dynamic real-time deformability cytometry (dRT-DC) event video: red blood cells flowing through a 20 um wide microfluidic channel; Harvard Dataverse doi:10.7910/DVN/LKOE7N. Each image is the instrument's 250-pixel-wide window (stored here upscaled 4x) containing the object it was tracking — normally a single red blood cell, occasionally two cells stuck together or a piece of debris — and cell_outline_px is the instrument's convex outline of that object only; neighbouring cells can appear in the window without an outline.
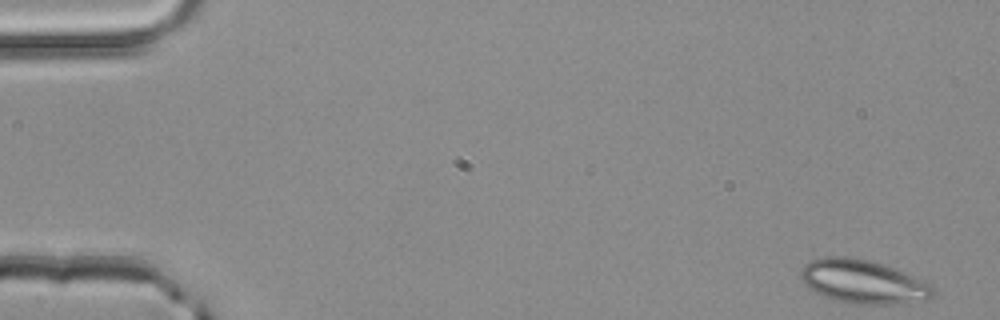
{"species": "common noctule bat (a hibernating species)", "species_latin": "Nyctalus noctula", "temperature_condition": "room temperature", "stored_images_in_passage": 50, "camera_frame_rate_fps": 3000, "um_per_image_px": 0.085, "animal": {"sex": "male", "body_mass_g": 20.4}, "frame": {"image": 1, "passage_image": 1, "time_ms": 0.0, "image_size_px": [1000, 320], "cell_outline_px": [[936, 292], [928, 300], [884, 304], [860, 304], [832, 300], [808, 288], [804, 284], [800, 276], [800, 268], [804, 264], [812, 260], [824, 256], [848, 256], [872, 260], [884, 264], [904, 272], [932, 284]], "centroid_in_image_um": [73.34, 23.92], "position_along_channel_um": 11.7, "area_um2": 33.93}}
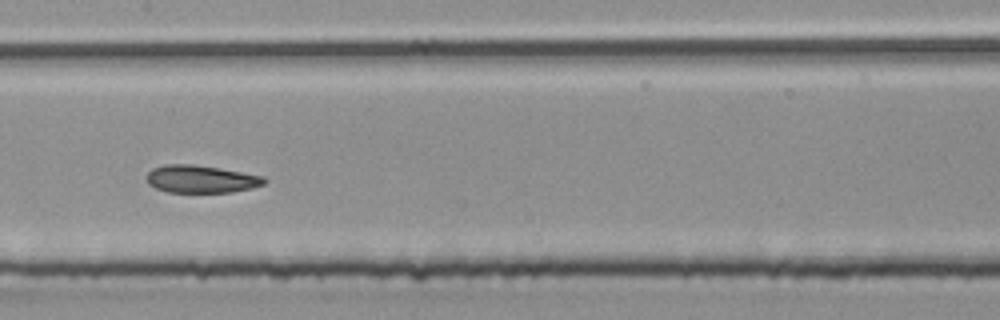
{"frame": {"image": 2, "passage_image": 25, "time_ms": 8.0, "image_size_px": [1000, 320], "cell_outline_px": [[268, 180], [264, 184], [252, 188], [232, 192], [168, 192], [156, 188], [148, 184], [148, 172], [152, 168], [164, 164], [192, 164], [220, 168], [264, 176]], "centroid_in_image_um": [17.11, 15.21], "position_along_channel_um": 190.3, "area_um2": 18.96}}
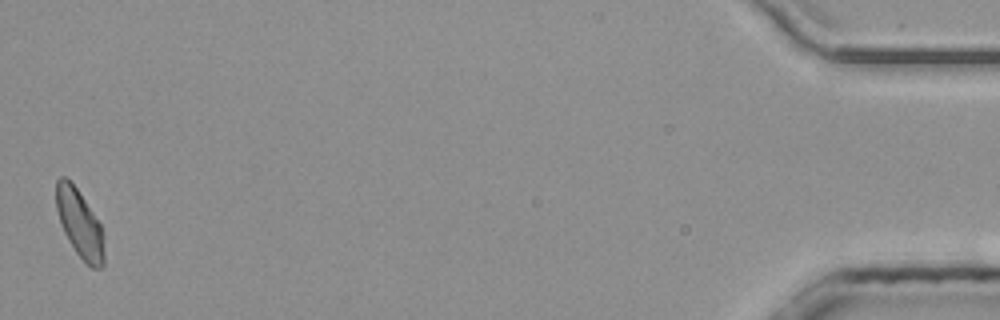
{"frame": {"image": 3, "passage_image": 50, "time_ms": 16.333, "image_size_px": [1000, 320], "cell_outline_px": [[104, 268], [92, 268], [76, 252], [68, 240], [60, 224], [56, 208], [56, 180], [60, 176], [64, 176], [76, 188], [100, 224], [104, 236]], "centroid_in_image_um": [6.77, 19.04], "position_along_channel_um": 428.4, "area_um2": 18.79}, "authors_computed_cell_mechanics": {"area_um2": 19.7098, "velocity_mm_per_s": 4.0396, "shape_relaxation_time_tau1_ms": 3.5626, "shape_relaxation_time_tau2_ms": 1.6317, "deformation_change_tau1": 0.1141, "deformation_change_tau2": 0.0599}}